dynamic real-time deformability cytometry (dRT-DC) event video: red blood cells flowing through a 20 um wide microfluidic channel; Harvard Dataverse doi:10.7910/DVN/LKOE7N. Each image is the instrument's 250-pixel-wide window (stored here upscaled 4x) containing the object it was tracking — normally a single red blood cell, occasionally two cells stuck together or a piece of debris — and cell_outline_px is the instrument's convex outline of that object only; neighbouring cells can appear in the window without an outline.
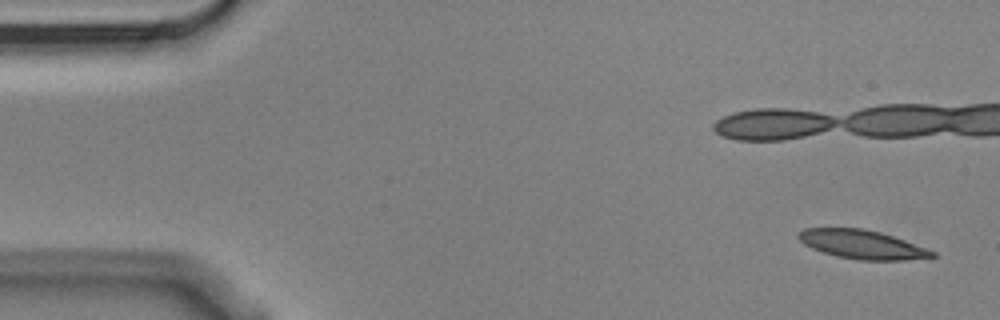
{"species": "Egyptian fruit bat (a non-hibernating species)", "species_latin": "Rousettus aegyptiacus", "temperature_condition": "cold", "stored_images_in_passage": 7, "camera_frame_rate_fps": 3000, "um_per_image_px": 0.085, "animal": {"sex": "male"}, "frame": {"image": 1, "passage_image": 1, "time_ms": 0.0, "image_size_px": [1000, 320], "cell_outline_px": [[936, 256], [904, 260], [856, 260], [836, 256], [812, 248], [804, 244], [796, 236], [796, 232], [804, 228], [864, 228], [880, 232], [904, 240], [936, 252]], "centroid_in_image_um": [73.23, 20.77], "position_along_channel_um": 11.8, "area_um2": 22.37}}
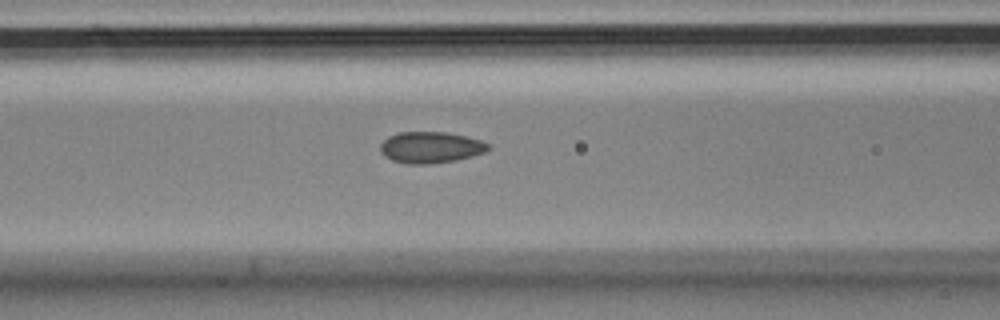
{"frame": {"image": 2, "passage_image": 7, "time_ms": 2.0, "image_size_px": [1000, 320], "cell_outline_px": [[492, 148], [484, 152], [472, 156], [456, 160], [432, 164], [404, 164], [392, 160], [384, 156], [380, 152], [380, 144], [388, 136], [400, 132], [448, 132], [480, 140], [488, 144]], "centroid_in_image_um": [36.58, 12.53], "position_along_channel_um": 130.0, "area_um2": 19.83}}